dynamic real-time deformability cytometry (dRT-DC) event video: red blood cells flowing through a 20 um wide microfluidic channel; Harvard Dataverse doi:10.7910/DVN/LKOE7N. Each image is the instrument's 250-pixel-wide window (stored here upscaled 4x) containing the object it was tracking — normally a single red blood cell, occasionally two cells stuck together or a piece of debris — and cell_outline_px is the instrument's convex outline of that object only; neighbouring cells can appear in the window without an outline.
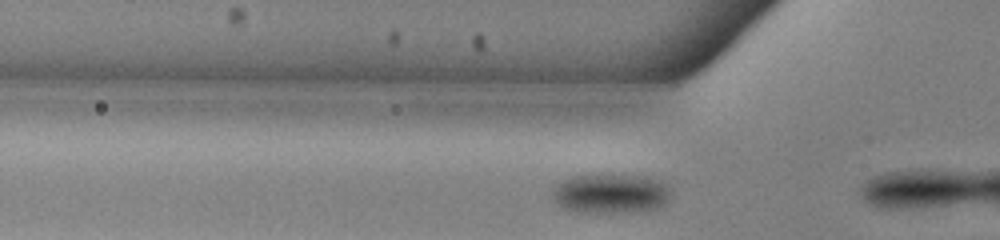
{"species": "common noctule bat (a hibernating species)", "species_latin": "Nyctalus noctula", "temperature_condition": "warm", "stored_images_in_passage": 8, "camera_frame_rate_fps": 3000, "um_per_image_px": 0.085, "animal": {"sex": "male", "body_mass_g": 13.0, "forearm_length_mm": 53.1}, "frame": {"image": 1, "passage_image": 6, "time_ms": 1.667, "image_size_px": [1000, 240], "cell_outline_px": [[672, 192], [668, 204], [660, 208], [648, 212], [588, 212], [564, 208], [556, 204], [552, 200], [552, 192], [556, 184], [568, 176], [592, 172], [604, 172], [644, 176], [660, 180], [668, 184]], "centroid_in_image_um": [51.96, 16.4], "position_along_channel_um": 73.8, "area_um2": 28.96}}